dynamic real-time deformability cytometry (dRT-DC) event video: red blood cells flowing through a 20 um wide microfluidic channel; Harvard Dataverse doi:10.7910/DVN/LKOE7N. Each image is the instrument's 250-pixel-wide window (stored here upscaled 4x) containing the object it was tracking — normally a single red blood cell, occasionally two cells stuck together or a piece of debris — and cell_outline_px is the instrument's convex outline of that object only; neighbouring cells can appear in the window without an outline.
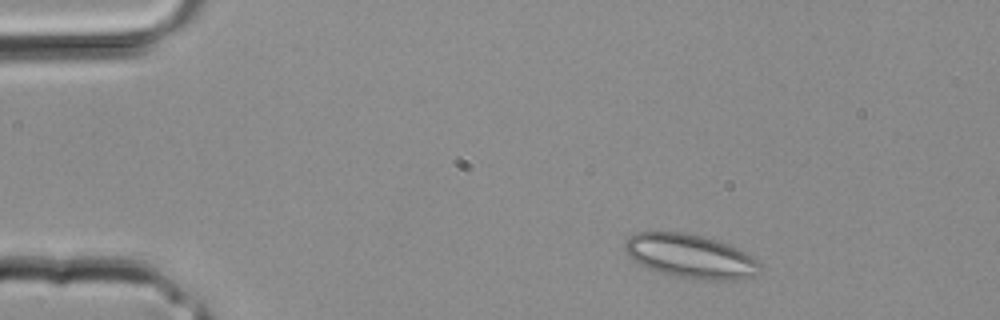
{"species": "common noctule bat (a hibernating species)", "species_latin": "Nyctalus noctula", "temperature_condition": "room temperature", "stored_images_in_passage": 2, "camera_frame_rate_fps": 3000, "um_per_image_px": 0.085, "animal": {"sex": "male", "body_mass_g": 20.4}, "frame": {"image": 1, "passage_image": 1, "time_ms": 0.0, "image_size_px": [1000, 320], "cell_outline_px": [[764, 268], [760, 272], [752, 276], [736, 280], [692, 280], [672, 276], [648, 268], [640, 264], [624, 248], [624, 244], [628, 236], [636, 232], [684, 232], [716, 240], [728, 244], [760, 260]], "centroid_in_image_um": [58.75, 21.8], "position_along_channel_um": 26.3, "area_um2": 34.74}}